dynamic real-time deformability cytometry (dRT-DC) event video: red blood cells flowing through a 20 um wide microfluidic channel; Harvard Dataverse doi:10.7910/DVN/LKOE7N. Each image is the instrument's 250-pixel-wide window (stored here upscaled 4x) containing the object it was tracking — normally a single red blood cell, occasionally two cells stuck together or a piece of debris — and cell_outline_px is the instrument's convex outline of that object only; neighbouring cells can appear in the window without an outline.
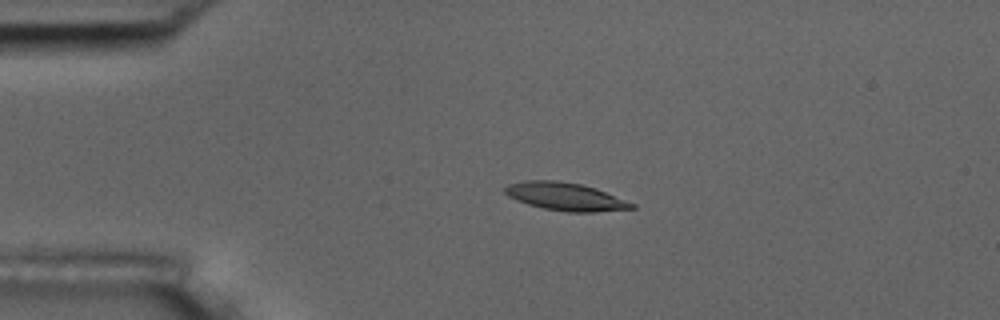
{"species": "common noctule bat (a hibernating species)", "species_latin": "Nyctalus noctula", "temperature_condition": "room temperature", "stored_images_in_passage": 4, "camera_frame_rate_fps": 3000, "um_per_image_px": 0.085, "animal": {"sex": "male", "body_mass_g": 17.5, "forearm_length_mm": 52.3}, "frame": {"image": 1, "passage_image": 3, "time_ms": 2.333, "image_size_px": [1000, 320], "cell_outline_px": [[636, 208], [596, 212], [568, 212], [544, 208], [528, 204], [516, 200], [508, 196], [504, 192], [504, 188], [508, 184], [524, 180], [556, 180], [580, 184], [596, 188], [636, 204]], "centroid_in_image_um": [48.06, 16.7], "position_along_channel_um": 36.9, "area_um2": 20.63}}